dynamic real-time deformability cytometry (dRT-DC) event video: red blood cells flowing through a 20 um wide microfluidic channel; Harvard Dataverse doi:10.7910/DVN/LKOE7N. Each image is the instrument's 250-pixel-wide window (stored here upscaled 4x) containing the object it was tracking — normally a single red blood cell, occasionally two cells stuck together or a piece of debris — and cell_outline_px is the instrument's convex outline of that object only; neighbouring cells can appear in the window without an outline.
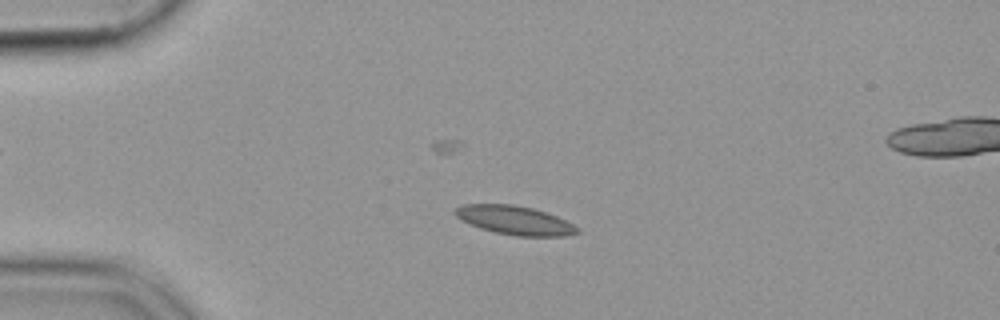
{"species": "common noctule bat (a hibernating species)", "species_latin": "Nyctalus noctula", "temperature_condition": "cold", "stored_images_in_passage": 49, "segment_of_instrument_passage": [1, 2], "camera_frame_rate_fps": 3000, "um_per_image_px": 0.085, "animal": {"sex": "female", "body_mass_g": 19.9}, "frame": {"image": 1, "passage_image": 6, "time_ms": 1.667, "image_size_px": [1000, 320], "cell_outline_px": [[580, 232], [564, 236], [516, 236], [496, 232], [480, 228], [460, 220], [452, 212], [456, 208], [464, 204], [512, 204], [532, 208], [556, 216], [580, 228]], "centroid_in_image_um": [43.73, 18.72], "position_along_channel_um": 41.3, "area_um2": 20.4}}
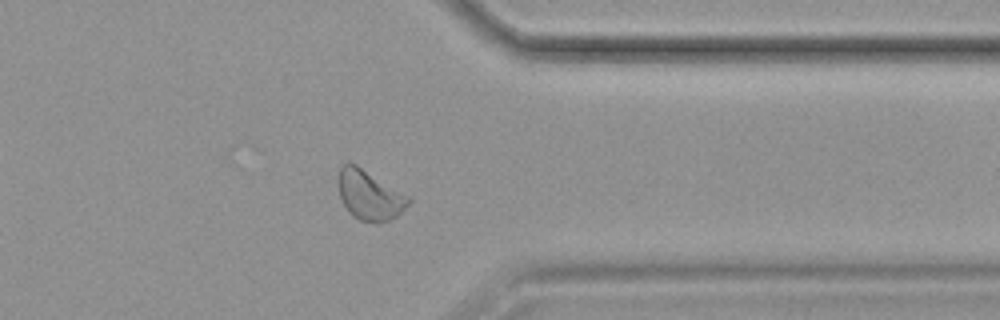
{"frame": {"image": 2, "passage_image": 37, "time_ms": 12.0, "image_size_px": [1000, 320], "cell_outline_px": [[412, 200], [396, 216], [388, 220], [376, 224], [360, 220], [352, 216], [348, 212], [340, 196], [336, 184], [336, 180], [340, 168], [344, 164], [356, 164], [412, 196]], "centroid_in_image_um": [31.41, 16.58], "position_along_channel_um": 380.0, "area_um2": 20.75}}
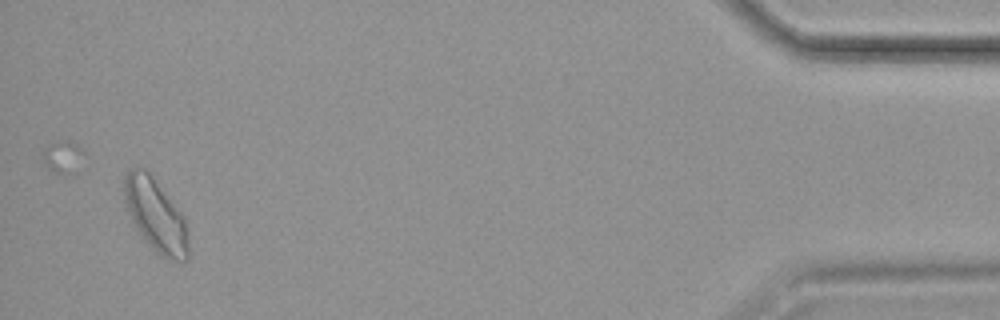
{"frame": {"image": 3, "passage_image": 46, "time_ms": 15.0, "image_size_px": [1000, 320], "cell_outline_px": [[188, 260], [176, 260], [160, 256], [140, 236], [124, 204], [124, 176], [128, 168], [148, 168], [184, 216], [188, 232]], "centroid_in_image_um": [13.22, 18.25], "position_along_channel_um": 422.0, "area_um2": 27.69}}